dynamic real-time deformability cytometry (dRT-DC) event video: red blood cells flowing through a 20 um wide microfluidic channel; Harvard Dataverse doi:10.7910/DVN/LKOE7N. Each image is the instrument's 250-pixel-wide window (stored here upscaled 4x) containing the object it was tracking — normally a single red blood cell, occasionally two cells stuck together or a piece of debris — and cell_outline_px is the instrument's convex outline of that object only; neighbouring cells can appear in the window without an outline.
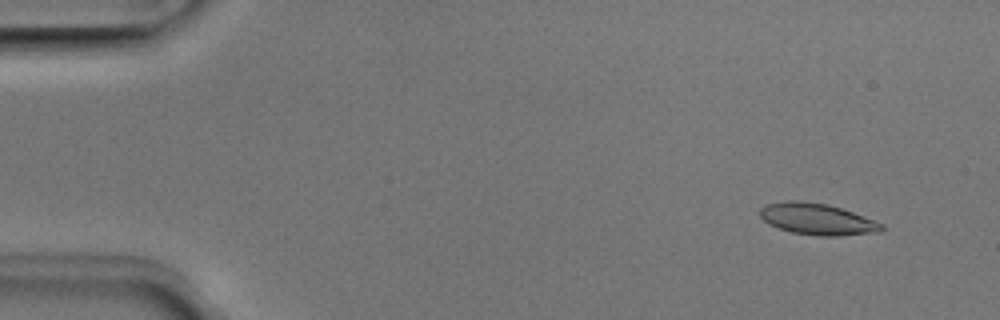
{"species": "Egyptian fruit bat (a non-hibernating species)", "species_latin": "Rousettus aegyptiacus", "temperature_condition": "room temperature", "stored_images_in_passage": 51, "camera_frame_rate_fps": 3000, "um_per_image_px": 0.085, "animal": {"sex": "male"}, "frame": {"image": 1, "passage_image": 4, "time_ms": 1.0, "image_size_px": [1000, 320], "cell_outline_px": [[884, 228], [880, 232], [836, 236], [820, 236], [792, 232], [768, 224], [760, 216], [760, 208], [764, 204], [788, 200], [800, 200], [828, 204], [852, 212], [884, 224]], "centroid_in_image_um": [69.44, 18.61], "position_along_channel_um": 15.6, "area_um2": 22.25}}
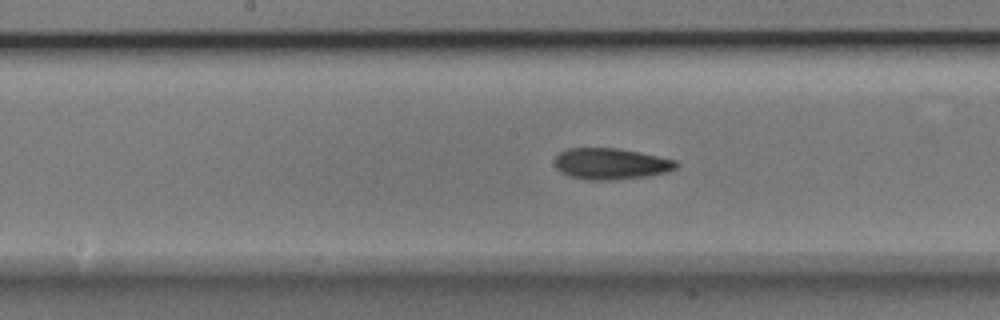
{"frame": {"image": 2, "passage_image": 26, "time_ms": 8.333, "image_size_px": [1000, 320], "cell_outline_px": [[680, 164], [676, 168], [668, 172], [648, 176], [612, 180], [588, 180], [568, 176], [560, 172], [556, 168], [556, 156], [560, 152], [568, 148], [620, 148], [640, 152], [676, 160]], "centroid_in_image_um": [51.95, 13.92], "position_along_channel_um": 196.3, "area_um2": 22.31}}
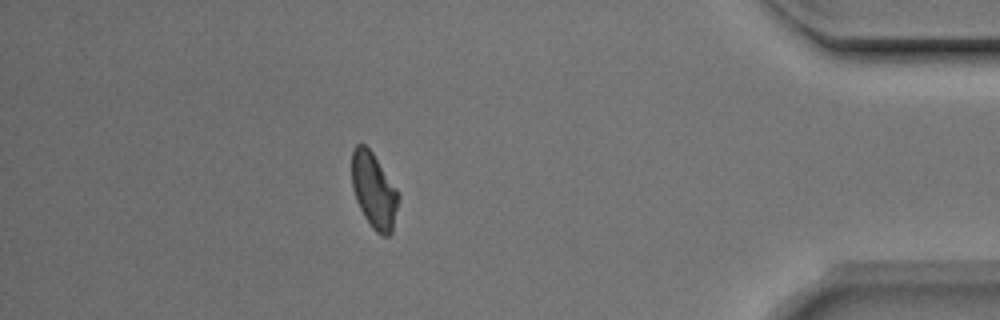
{"frame": {"image": 3, "passage_image": 45, "time_ms": 14.667, "image_size_px": [1000, 320], "cell_outline_px": [[400, 196], [392, 232], [388, 236], [384, 236], [376, 232], [372, 228], [364, 216], [356, 200], [352, 188], [352, 152], [356, 144], [364, 144], [372, 152], [396, 188]], "centroid_in_image_um": [31.78, 16.22], "position_along_channel_um": 403.4, "area_um2": 20.4}, "authors_computed_cell_mechanics": {"area_um2": 21.5016, "velocity_mm_per_s": 3.9449, "shape_relaxation_time_tau1_ms": 10.3423, "shape_relaxation_time_tau2_ms": 4.4041, "deformation_change_tau1": 0.2106, "deformation_change_tau2": 0.1088}}